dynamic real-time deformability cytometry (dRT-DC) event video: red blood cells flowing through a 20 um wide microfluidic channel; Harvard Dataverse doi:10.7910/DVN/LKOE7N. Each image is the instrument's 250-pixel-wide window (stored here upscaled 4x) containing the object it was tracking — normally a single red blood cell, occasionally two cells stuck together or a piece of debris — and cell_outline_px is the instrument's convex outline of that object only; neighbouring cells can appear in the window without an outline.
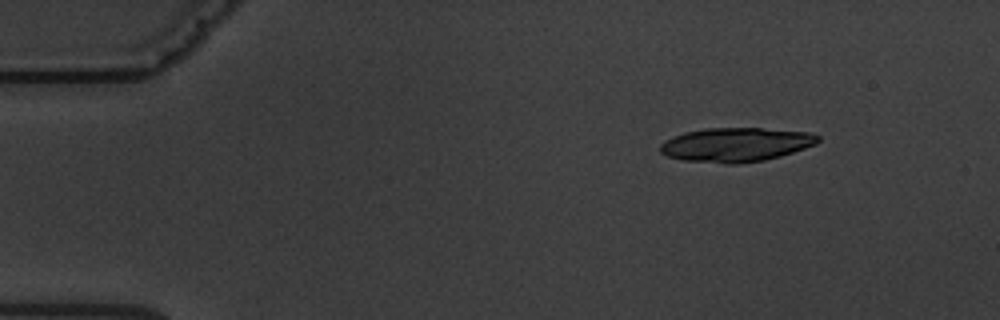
{"species": "common noctule bat (a hibernating species)", "species_latin": "Nyctalus noctula", "temperature_condition": "warm", "stored_images_in_passage": 5, "camera_frame_rate_fps": 3000, "um_per_image_px": 0.085, "animal": {"sex": "male", "body_mass_g": 19.5, "forearm_length_mm": 54.6}, "frame": {"image": 1, "passage_image": 1, "time_ms": 0.0, "image_size_px": [1000, 320], "cell_outline_px": [[820, 140], [816, 144], [780, 156], [764, 160], [740, 164], [724, 164], [684, 160], [668, 156], [660, 152], [660, 144], [664, 140], [684, 132], [704, 128], [760, 128], [808, 132], [820, 136]], "centroid_in_image_um": [62.53, 12.3], "position_along_channel_um": 22.5, "area_um2": 31.39}}